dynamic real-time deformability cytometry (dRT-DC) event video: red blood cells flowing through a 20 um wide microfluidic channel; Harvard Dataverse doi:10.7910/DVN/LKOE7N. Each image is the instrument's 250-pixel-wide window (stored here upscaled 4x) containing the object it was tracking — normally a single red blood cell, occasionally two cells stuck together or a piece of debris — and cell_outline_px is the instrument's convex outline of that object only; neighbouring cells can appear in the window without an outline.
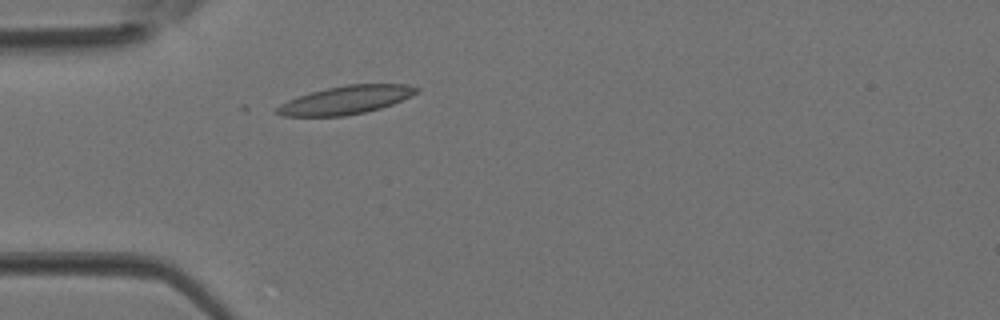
{"species": "Egyptian fruit bat (a non-hibernating species)", "species_latin": "Rousettus aegyptiacus", "temperature_condition": "room temperature", "stored_images_in_passage": 1, "camera_frame_rate_fps": 3000, "um_per_image_px": 0.085, "animal": {"sex": "female"}, "frame": {"image": 1, "passage_image": 1, "time_ms": 0.0, "image_size_px": [1000, 320], "cell_outline_px": [[420, 88], [416, 92], [392, 104], [380, 108], [364, 112], [344, 116], [280, 116], [276, 112], [276, 108], [280, 104], [288, 100], [312, 92], [328, 88], [348, 84], [408, 84]], "centroid_in_image_um": [29.37, 8.5], "position_along_channel_um": 55.6, "area_um2": 22.6}}